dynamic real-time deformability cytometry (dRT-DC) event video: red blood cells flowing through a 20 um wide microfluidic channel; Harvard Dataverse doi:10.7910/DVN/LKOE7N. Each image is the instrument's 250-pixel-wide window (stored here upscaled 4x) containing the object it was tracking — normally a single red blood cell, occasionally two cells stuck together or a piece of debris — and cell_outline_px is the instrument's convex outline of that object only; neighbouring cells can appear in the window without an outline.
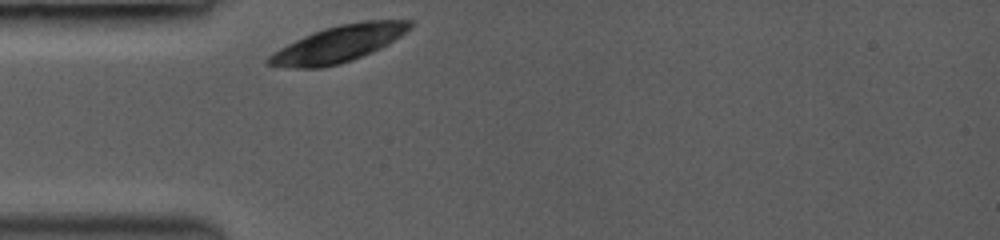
{"species": "common noctule bat (a hibernating species)", "species_latin": "Nyctalus noctula", "temperature_condition": "room temperature", "stored_images_in_passage": 3, "camera_frame_rate_fps": 3000, "um_per_image_px": 0.085, "animal": {"sex": "female", "body_mass_g": 19.0, "forearm_length_mm": 53.3}, "frame": {"image": 1, "passage_image": 1, "time_ms": 0.0, "image_size_px": [1000, 240], "cell_outline_px": [[412, 28], [388, 44], [380, 48], [352, 60], [340, 64], [320, 68], [296, 68], [268, 64], [264, 60], [272, 52], [312, 32], [324, 28], [340, 24], [368, 20], [412, 20]], "centroid_in_image_um": [28.78, 3.72], "position_along_channel_um": 56.2, "area_um2": 29.88}}